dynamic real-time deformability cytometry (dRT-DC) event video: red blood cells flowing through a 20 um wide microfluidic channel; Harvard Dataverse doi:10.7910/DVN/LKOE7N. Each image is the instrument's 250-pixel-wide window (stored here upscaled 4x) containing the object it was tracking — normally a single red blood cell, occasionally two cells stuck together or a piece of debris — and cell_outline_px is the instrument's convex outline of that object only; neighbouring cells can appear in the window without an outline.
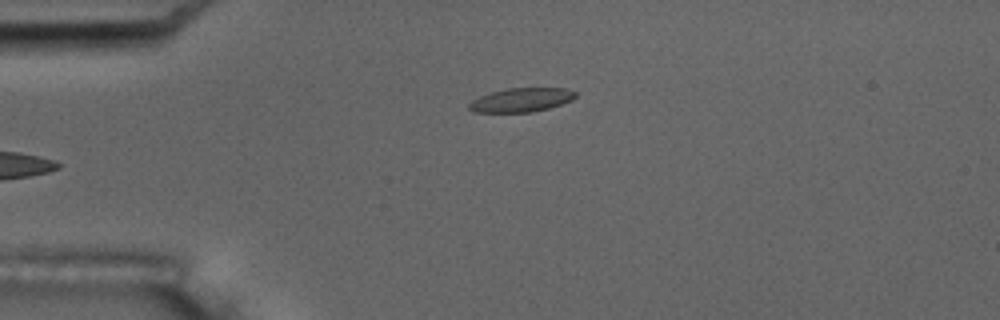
{"species": "common noctule bat (a hibernating species)", "species_latin": "Nyctalus noctula", "temperature_condition": "room temperature", "stored_images_in_passage": 4, "camera_frame_rate_fps": 3000, "um_per_image_px": 0.085, "animal": {"sex": "male", "body_mass_g": 17.5, "forearm_length_mm": 52.3}, "frame": {"image": 1, "passage_image": 4, "time_ms": 3.333, "image_size_px": [1000, 320], "cell_outline_px": [[576, 96], [572, 100], [548, 108], [532, 112], [472, 112], [468, 108], [468, 104], [472, 100], [480, 96], [492, 92], [508, 88], [568, 88], [576, 92]], "centroid_in_image_um": [44.3, 8.49], "position_along_channel_um": 40.7, "area_um2": 14.8}}